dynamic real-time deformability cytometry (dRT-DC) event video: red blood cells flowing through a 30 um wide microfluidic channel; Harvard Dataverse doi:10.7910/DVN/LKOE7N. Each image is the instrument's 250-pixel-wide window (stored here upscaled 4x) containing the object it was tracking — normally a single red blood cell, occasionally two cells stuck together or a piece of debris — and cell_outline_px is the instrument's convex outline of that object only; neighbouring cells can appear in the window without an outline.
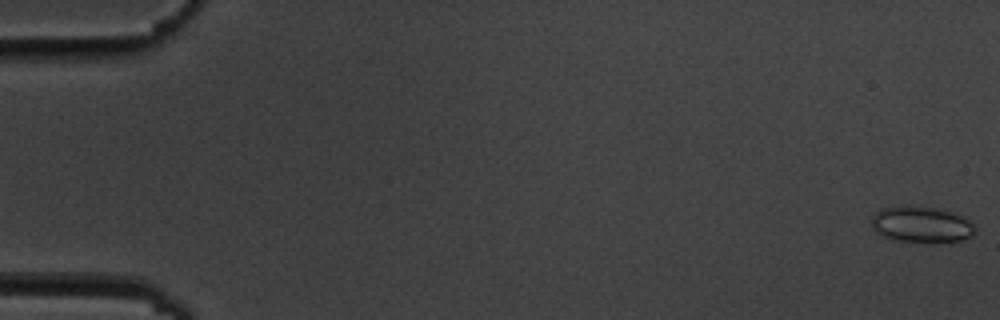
{"species": "common noctule bat (a hibernating species)", "species_latin": "Nyctalus noctula", "temperature_condition": "cold", "stored_images_in_passage": 6, "camera_frame_rate_fps": 3000, "um_per_image_px": 0.085, "animal": {"sex": "male", "body_mass_g": 19.5, "forearm_length_mm": 54.6}, "frame": {"image": 1, "passage_image": 1, "time_ms": 0.0, "image_size_px": [1000, 320], "cell_outline_px": [[976, 232], [972, 236], [960, 240], [896, 240], [884, 236], [876, 232], [872, 228], [872, 216], [880, 208], [908, 204], [936, 208], [952, 212], [964, 216], [976, 224]], "centroid_in_image_um": [78.33, 19.02], "position_along_channel_um": 6.7, "area_um2": 21.68}}